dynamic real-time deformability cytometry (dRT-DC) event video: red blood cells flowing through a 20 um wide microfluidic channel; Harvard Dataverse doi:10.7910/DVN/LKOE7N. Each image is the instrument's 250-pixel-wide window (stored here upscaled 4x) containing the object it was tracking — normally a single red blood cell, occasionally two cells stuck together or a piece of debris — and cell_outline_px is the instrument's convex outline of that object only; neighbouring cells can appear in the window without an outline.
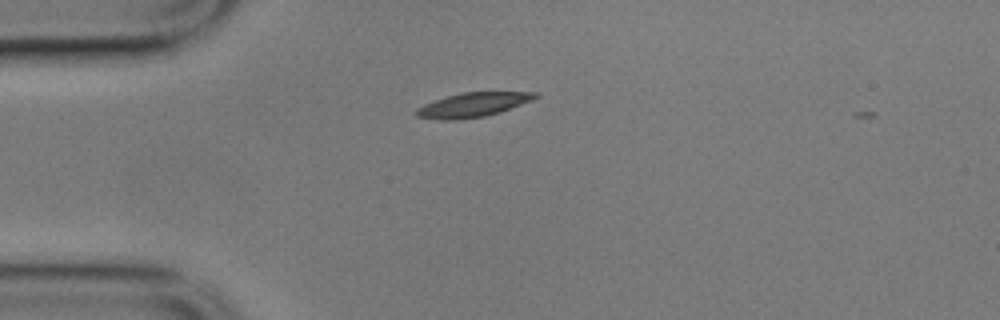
{"species": "common noctule bat (a hibernating species)", "species_latin": "Nyctalus noctula", "temperature_condition": "cold", "stored_images_in_passage": 2, "camera_frame_rate_fps": 3000, "um_per_image_px": 0.085, "animal": {"sex": "male", "body_mass_g": 17.9}, "frame": {"image": 1, "passage_image": 1, "time_ms": 0.0, "image_size_px": [1000, 320], "cell_outline_px": [[540, 96], [500, 112], [484, 116], [452, 120], [440, 120], [416, 116], [412, 112], [416, 108], [424, 104], [460, 92], [540, 92]], "centroid_in_image_um": [40.15, 8.91], "position_along_channel_um": 44.8, "area_um2": 16.7}}